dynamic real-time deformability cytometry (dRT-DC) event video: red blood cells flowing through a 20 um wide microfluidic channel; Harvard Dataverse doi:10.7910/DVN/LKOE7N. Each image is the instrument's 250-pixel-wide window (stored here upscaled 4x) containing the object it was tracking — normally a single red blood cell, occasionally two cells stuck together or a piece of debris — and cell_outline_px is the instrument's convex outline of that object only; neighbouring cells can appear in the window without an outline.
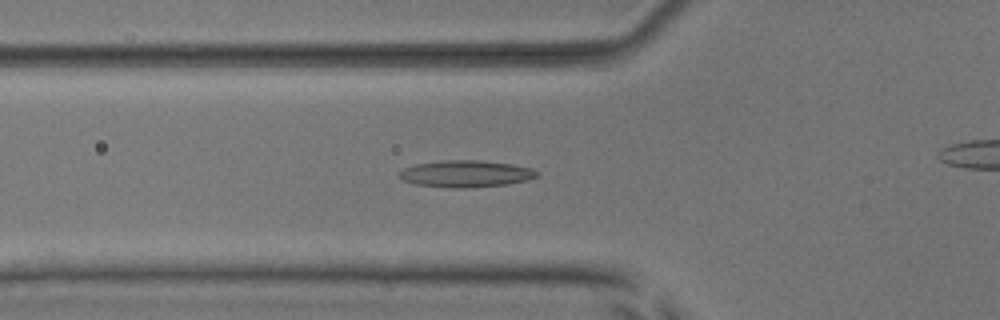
{"species": "common noctule bat (a hibernating species)", "species_latin": "Nyctalus noctula", "temperature_condition": "room temperature", "stored_images_in_passage": 46, "camera_frame_rate_fps": 3000, "um_per_image_px": 0.085, "animal": {"sex": "male", "body_mass_g": 17.9, "forearm_length_mm": 54.2}, "frame": {"image": 1, "passage_image": 18, "time_ms": 5.667, "image_size_px": [1000, 320], "cell_outline_px": [[540, 176], [528, 180], [508, 184], [468, 188], [452, 188], [416, 184], [404, 180], [400, 176], [400, 172], [404, 168], [416, 164], [444, 160], [480, 160], [512, 164], [532, 168], [540, 172]], "centroid_in_image_um": [39.68, 14.77], "position_along_channel_um": 86.1, "area_um2": 21.56}}
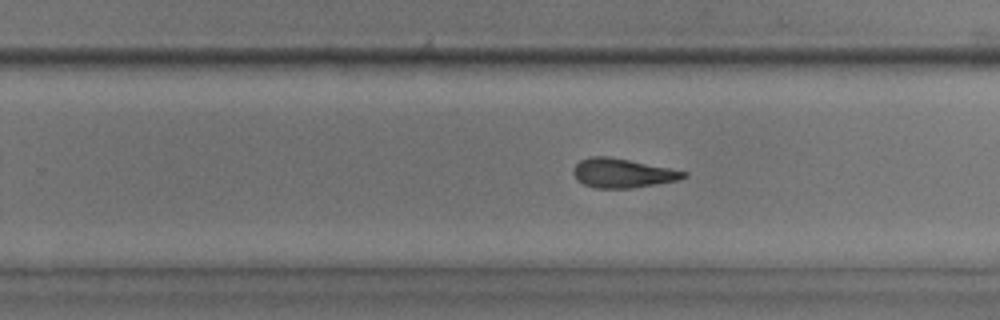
{"frame": {"image": 2, "passage_image": 33, "time_ms": 10.667, "image_size_px": [1000, 320], "cell_outline_px": [[688, 176], [680, 180], [632, 188], [596, 188], [584, 184], [576, 180], [572, 172], [572, 168], [580, 160], [592, 156], [608, 156], [688, 172]], "centroid_in_image_um": [52.89, 14.72], "position_along_channel_um": 276.9, "area_um2": 18.73}}
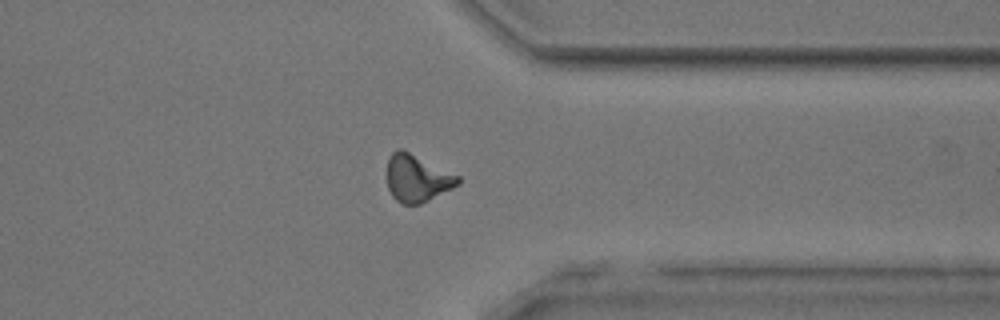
{"frame": {"image": 3, "passage_image": 41, "time_ms": 13.333, "image_size_px": [1000, 320], "cell_outline_px": [[460, 184], [420, 204], [404, 204], [396, 200], [392, 196], [388, 188], [388, 156], [396, 148], [404, 148], [460, 176]], "centroid_in_image_um": [35.45, 15.11], "position_along_channel_um": 375.9, "area_um2": 19.71}, "authors_computed_cell_mechanics": {"area_um2": 19.4208, "velocity_mm_per_s": 3.8197, "shape_relaxation_time_tau1_ms": 7.6956, "shape_relaxation_time_tau2_ms": 2.3019, "deformation_change_tau1": 0.1757, "deformation_change_tau2": 0.1169}}